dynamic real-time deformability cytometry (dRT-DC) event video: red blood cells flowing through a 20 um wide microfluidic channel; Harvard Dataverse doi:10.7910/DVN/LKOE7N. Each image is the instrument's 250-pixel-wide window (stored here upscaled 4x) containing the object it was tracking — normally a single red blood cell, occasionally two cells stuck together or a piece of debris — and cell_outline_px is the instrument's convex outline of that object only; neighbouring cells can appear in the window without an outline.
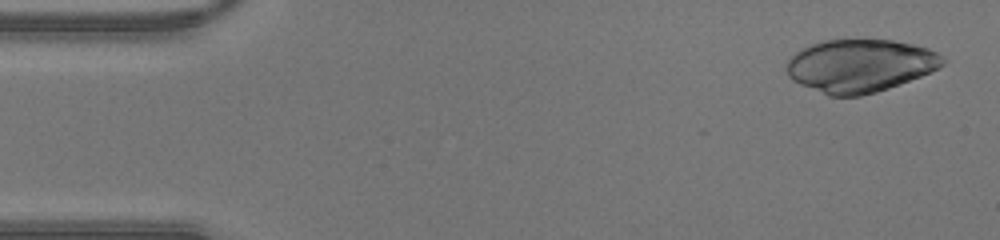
{"species": "human", "species_latin": "Homo sapiens", "temperature_condition": "warm", "stored_images_in_passage": 43, "camera_frame_rate_fps": 3000, "um_per_image_px": 0.085, "donor": {"sex": "male"}, "frame": {"image": 1, "passage_image": 1, "time_ms": 0.0, "image_size_px": [1000, 240], "cell_outline_px": [[948, 60], [940, 68], [920, 76], [888, 88], [876, 92], [860, 96], [828, 96], [800, 84], [792, 80], [788, 76], [784, 64], [800, 48], [824, 40], [892, 40], [912, 44], [928, 48], [944, 56]], "centroid_in_image_um": [73.09, 5.58], "position_along_channel_um": 11.9, "area_um2": 48.32}}
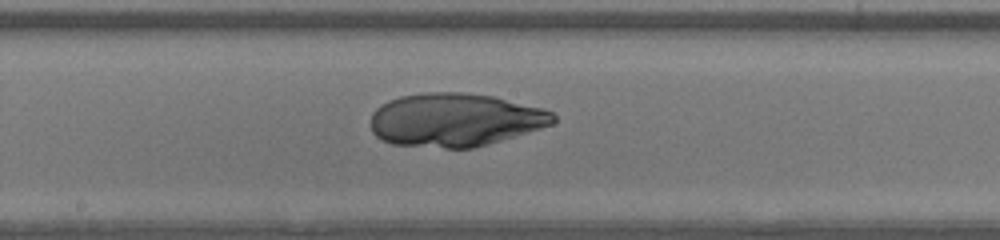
{"frame": {"image": 2, "passage_image": 22, "time_ms": 7.0, "image_size_px": [1000, 240], "cell_outline_px": [[556, 120], [552, 124], [540, 128], [488, 144], [472, 148], [444, 148], [392, 144], [376, 136], [372, 132], [372, 112], [376, 108], [388, 100], [400, 96], [424, 92], [464, 92], [492, 96], [544, 108], [552, 112], [556, 116]], "centroid_in_image_um": [38.67, 10.18], "position_along_channel_um": 209.5, "area_um2": 56.7}}
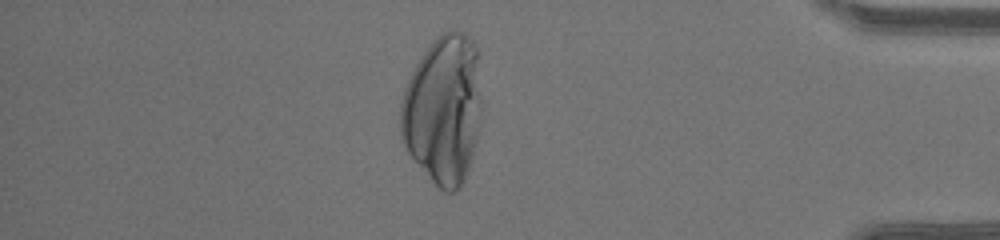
{"frame": {"image": 3, "passage_image": 37, "time_ms": 12.0, "image_size_px": [1000, 240], "cell_outline_px": [[476, 136], [472, 156], [468, 172], [460, 188], [456, 192], [444, 192], [432, 180], [408, 152], [400, 140], [400, 104], [404, 88], [420, 56], [440, 32], [448, 28], [452, 28], [464, 32], [472, 40], [476, 48]], "centroid_in_image_um": [37.58, 9.3], "position_along_channel_um": 397.6, "area_um2": 68.9}}